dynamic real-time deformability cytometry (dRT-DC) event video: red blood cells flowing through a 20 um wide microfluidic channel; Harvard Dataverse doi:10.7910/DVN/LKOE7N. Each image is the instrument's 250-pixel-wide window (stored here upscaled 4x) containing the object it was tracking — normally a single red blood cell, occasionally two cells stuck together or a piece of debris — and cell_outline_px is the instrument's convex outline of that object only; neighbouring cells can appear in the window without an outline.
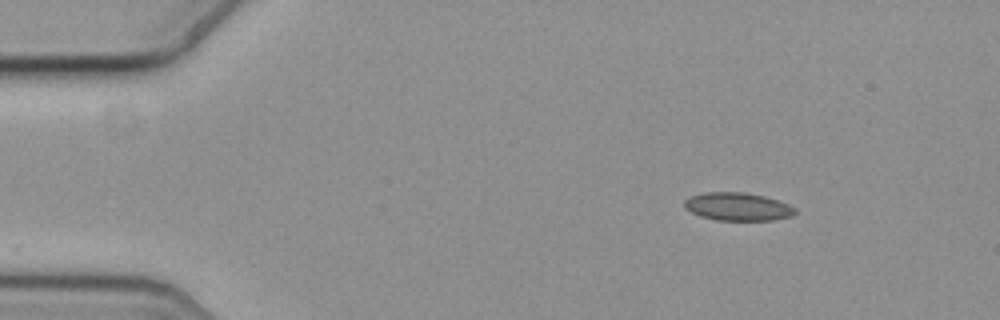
{"species": "common noctule bat (a hibernating species)", "species_latin": "Nyctalus noctula", "temperature_condition": "cold", "stored_images_in_passage": 50, "camera_frame_rate_fps": 3000, "um_per_image_px": 0.085, "animal": {"sex": "female", "body_mass_g": 19.3, "forearm_length_mm": 54.1}, "frame": {"image": 1, "passage_image": 1, "time_ms": 0.0, "image_size_px": [1000, 320], "cell_outline_px": [[796, 212], [792, 216], [772, 220], [716, 220], [700, 216], [684, 208], [684, 200], [692, 196], [704, 192], [744, 192], [764, 196], [788, 204], [796, 208]], "centroid_in_image_um": [62.7, 17.56], "position_along_channel_um": 22.3, "area_um2": 18.03}}
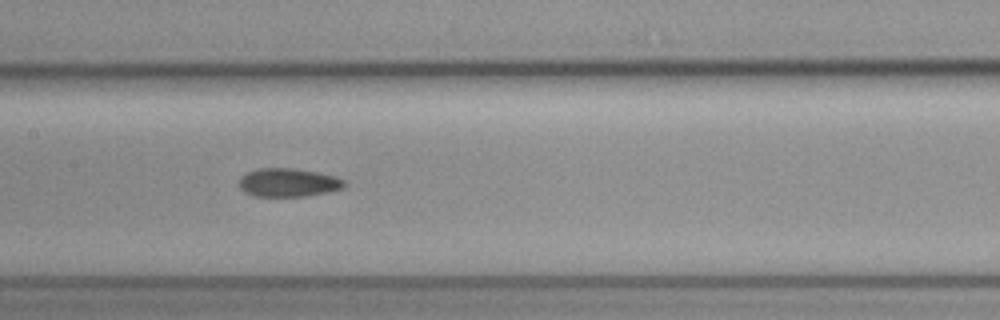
{"frame": {"image": 2, "passage_image": 21, "time_ms": 6.667, "image_size_px": [1000, 320], "cell_outline_px": [[348, 184], [344, 188], [328, 192], [308, 196], [252, 196], [244, 192], [240, 188], [240, 176], [248, 172], [260, 168], [292, 168], [316, 172], [336, 176], [344, 180]], "centroid_in_image_um": [24.53, 15.52], "position_along_channel_um": 182.9, "area_um2": 17.57}}
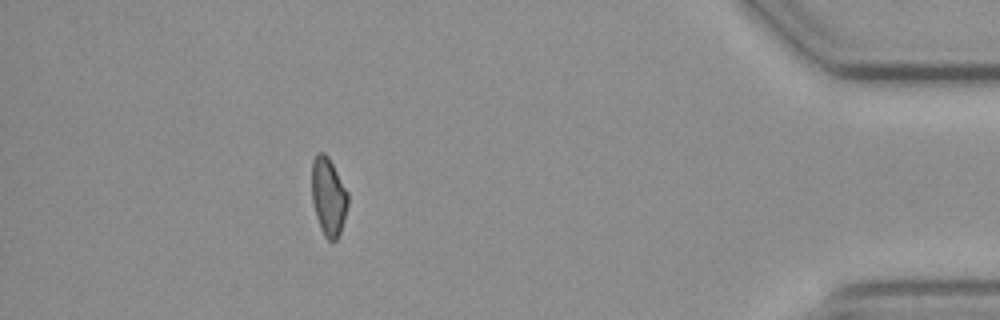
{"frame": {"image": 3, "passage_image": 44, "time_ms": 14.333, "image_size_px": [1000, 320], "cell_outline_px": [[348, 204], [344, 220], [340, 232], [336, 240], [332, 244], [324, 236], [316, 216], [312, 204], [312, 160], [316, 152], [324, 152], [328, 156], [348, 192]], "centroid_in_image_um": [27.91, 16.71], "position_along_channel_um": 407.3, "area_um2": 16.59}, "authors_computed_cell_mechanics": {"area_um2": 17.6579, "velocity_mm_per_s": 3.646, "shape_relaxation_time_tau1_ms": 9.2303, "shape_relaxation_time_tau2_ms": 3.9998, "deformation_change_tau1": 0.1325, "deformation_change_tau2": 0.0993}}